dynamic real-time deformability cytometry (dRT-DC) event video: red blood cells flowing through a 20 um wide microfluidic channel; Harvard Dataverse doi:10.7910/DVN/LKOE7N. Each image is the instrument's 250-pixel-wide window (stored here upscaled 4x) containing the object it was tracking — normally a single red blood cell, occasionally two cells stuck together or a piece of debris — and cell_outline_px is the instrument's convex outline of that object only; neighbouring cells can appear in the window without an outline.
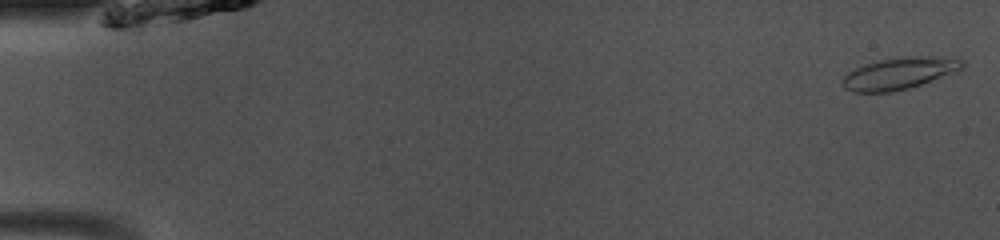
{"species": "common noctule bat (a hibernating species)", "species_latin": "Nyctalus noctula", "temperature_condition": "room temperature", "stored_images_in_passage": 49, "camera_frame_rate_fps": 3000, "um_per_image_px": 0.085, "animal": {"sex": "male", "body_mass_g": 13.0, "forearm_length_mm": 53.1}, "frame": {"image": 1, "passage_image": 1, "time_ms": 0.0, "image_size_px": [1000, 240], "cell_outline_px": [[964, 68], [960, 72], [908, 88], [892, 92], [852, 92], [844, 88], [844, 76], [848, 72], [864, 64], [880, 60], [900, 56], [960, 56], [964, 60]], "centroid_in_image_um": [76.58, 6.2], "position_along_channel_um": 8.4, "area_um2": 22.77}}
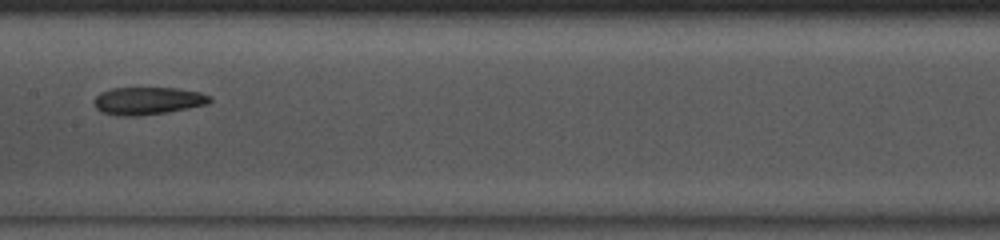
{"frame": {"image": 2, "passage_image": 25, "time_ms": 8.0, "image_size_px": [1000, 240], "cell_outline_px": [[212, 100], [208, 104], [188, 108], [164, 112], [136, 116], [124, 116], [100, 112], [96, 108], [96, 96], [100, 92], [112, 88], [176, 88], [200, 92], [212, 96]], "centroid_in_image_um": [12.59, 8.56], "position_along_channel_um": 194.8, "area_um2": 18.44}}
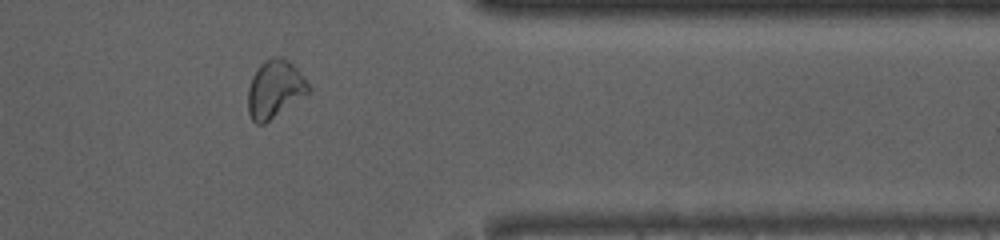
{"frame": {"image": 3, "passage_image": 40, "time_ms": 13.0, "image_size_px": [1000, 240], "cell_outline_px": [[312, 88], [308, 92], [264, 124], [256, 124], [252, 120], [248, 112], [248, 88], [252, 76], [260, 64], [264, 60], [272, 56], [284, 56], [296, 68]], "centroid_in_image_um": [23.33, 7.54], "position_along_channel_um": 388.1, "area_um2": 20.17}, "authors_computed_cell_mechanics": {"area_um2": 19.8254, "velocity_mm_per_s": 4.0768, "shape_relaxation_time_tau1_ms": null, "shape_relaxation_time_tau2_ms": 2.598, "deformation_change_tau1": null, "deformation_change_tau2": 0.0854}}